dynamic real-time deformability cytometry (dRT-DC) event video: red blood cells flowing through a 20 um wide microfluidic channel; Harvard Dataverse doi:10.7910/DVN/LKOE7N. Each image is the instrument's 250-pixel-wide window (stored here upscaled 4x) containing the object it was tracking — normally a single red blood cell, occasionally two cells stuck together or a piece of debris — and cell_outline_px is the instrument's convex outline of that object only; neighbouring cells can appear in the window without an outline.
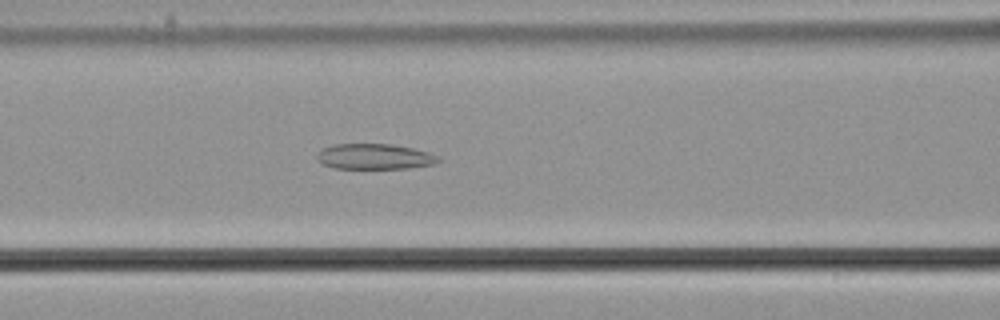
{"species": "common noctule bat (a hibernating species)", "species_latin": "Nyctalus noctula", "temperature_condition": "cold", "stored_images_in_passage": 45, "camera_frame_rate_fps": 3000, "um_per_image_px": 0.085, "animal": {"sex": "male", "body_mass_g": 21.5, "forearm_length_mm": 52.0}, "frame": {"image": 1, "passage_image": 18, "time_ms": 5.667, "image_size_px": [1000, 320], "cell_outline_px": [[440, 160], [436, 164], [408, 168], [336, 168], [324, 164], [316, 156], [324, 148], [332, 144], [392, 144], [412, 148], [428, 152], [440, 156]], "centroid_in_image_um": [31.9, 13.3], "position_along_channel_um": 134.7, "area_um2": 17.86}}
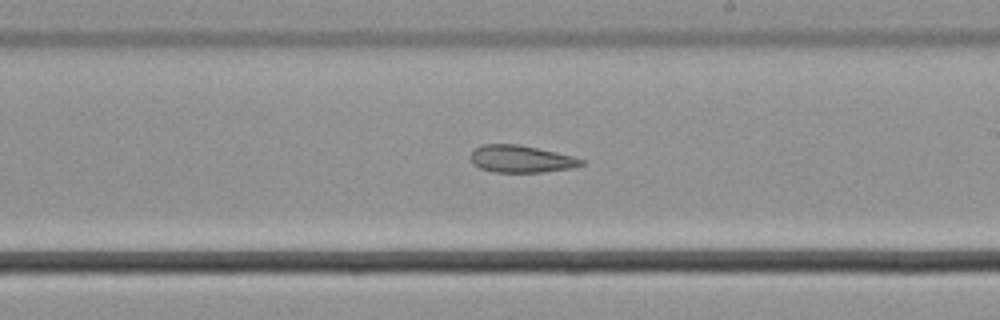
{"frame": {"image": 2, "passage_image": 27, "time_ms": 8.667, "image_size_px": [1000, 320], "cell_outline_px": [[584, 164], [572, 168], [544, 172], [496, 172], [480, 168], [472, 164], [472, 152], [476, 148], [484, 144], [520, 144], [556, 152], [572, 156], [584, 160]], "centroid_in_image_um": [44.31, 13.51], "position_along_channel_um": 244.7, "area_um2": 17.46}}
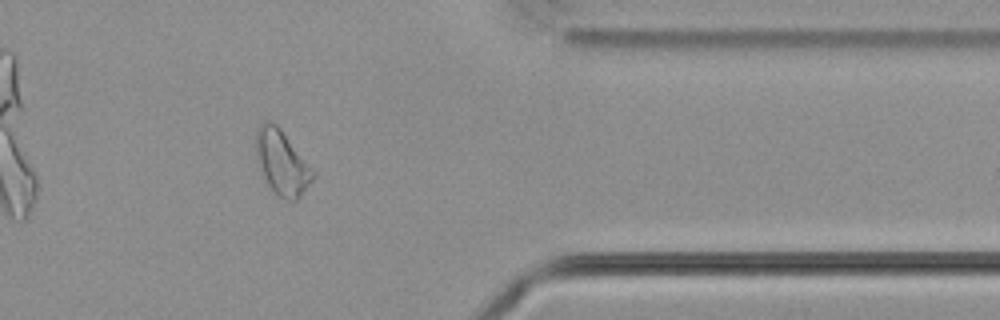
{"frame": {"image": 3, "passage_image": 40, "time_ms": 13.0, "image_size_px": [1000, 320], "cell_outline_px": [[316, 176], [300, 196], [296, 200], [288, 200], [276, 196], [268, 184], [264, 176], [256, 156], [256, 128], [264, 120], [268, 120], [276, 124], [280, 128], [316, 172]], "centroid_in_image_um": [23.97, 13.81], "position_along_channel_um": 387.4, "area_um2": 21.39}}